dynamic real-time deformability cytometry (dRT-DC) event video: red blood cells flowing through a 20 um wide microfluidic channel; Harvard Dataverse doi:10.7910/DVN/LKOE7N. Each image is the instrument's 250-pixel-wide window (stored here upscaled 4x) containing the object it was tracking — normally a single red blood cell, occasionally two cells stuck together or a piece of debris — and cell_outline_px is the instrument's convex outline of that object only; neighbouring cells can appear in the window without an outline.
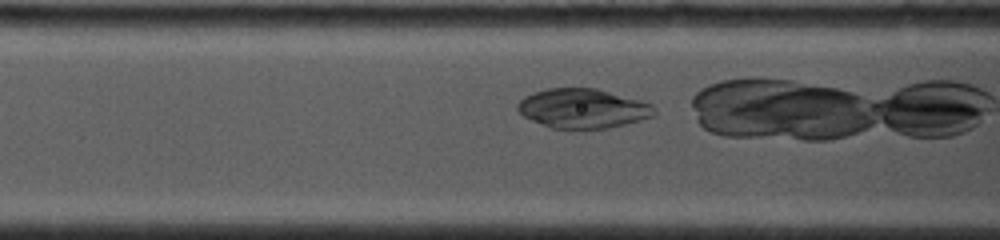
{"species": "common noctule bat (a hibernating species)", "species_latin": "Nyctalus noctula", "temperature_condition": "cold", "stored_images_in_passage": 4, "segment_of_instrument_passage": [2, 2], "camera_frame_rate_fps": 4500, "um_per_image_px": 0.085, "animal": {"sex": "female", "body_mass_g": 19.0, "forearm_length_mm": 53.3}, "frame": {"image": 1, "passage_image": 4, "time_ms": 2.667, "image_size_px": [1000, 240], "cell_outline_px": [[656, 112], [652, 116], [640, 120], [624, 124], [604, 128], [552, 128], [532, 120], [524, 116], [516, 108], [516, 104], [524, 96], [548, 88], [596, 88], [640, 100], [652, 104], [656, 108]], "centroid_in_image_um": [49.54, 9.2], "position_along_channel_um": 117.1, "area_um2": 31.1}}